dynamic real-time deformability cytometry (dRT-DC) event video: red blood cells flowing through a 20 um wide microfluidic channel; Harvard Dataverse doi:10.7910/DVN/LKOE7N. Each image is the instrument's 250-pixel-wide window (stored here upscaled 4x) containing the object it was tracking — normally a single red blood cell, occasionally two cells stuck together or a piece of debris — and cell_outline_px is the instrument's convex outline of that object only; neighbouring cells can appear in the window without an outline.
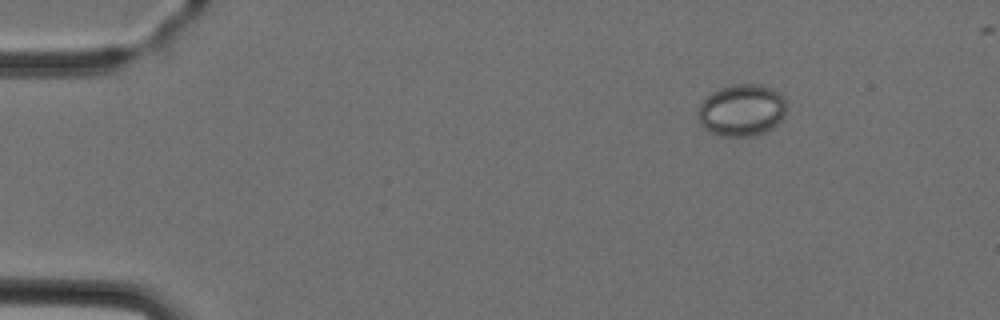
{"species": "Egyptian fruit bat (a non-hibernating species)", "species_latin": "Rousettus aegyptiacus", "temperature_condition": "cold", "stored_images_in_passage": 3, "camera_frame_rate_fps": 3000, "um_per_image_px": 0.085, "animal": {"sex": "female"}, "frame": {"image": 1, "passage_image": 3, "time_ms": 2.333, "image_size_px": [1000, 320], "cell_outline_px": [[788, 112], [772, 128], [756, 136], [720, 136], [704, 128], [696, 116], [700, 104], [712, 92], [720, 88], [732, 84], [760, 84], [772, 88], [784, 96], [788, 104]], "centroid_in_image_um": [63.09, 9.36], "position_along_channel_um": 21.9, "area_um2": 27.17}}